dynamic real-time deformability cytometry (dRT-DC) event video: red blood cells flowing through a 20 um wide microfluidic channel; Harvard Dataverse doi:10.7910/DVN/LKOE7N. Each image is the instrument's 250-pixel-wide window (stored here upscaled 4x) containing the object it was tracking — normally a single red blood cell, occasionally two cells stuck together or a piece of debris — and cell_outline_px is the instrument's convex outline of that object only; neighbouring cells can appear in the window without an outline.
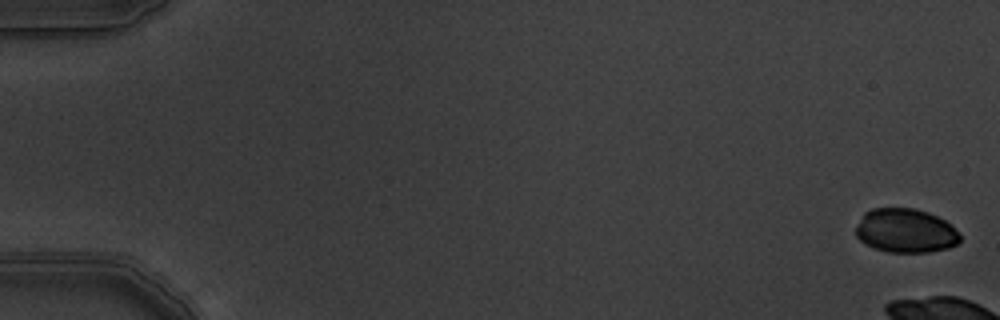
{"species": "common noctule bat (a hibernating species)", "species_latin": "Nyctalus noctula", "temperature_condition": "warm", "stored_images_in_passage": 7, "segment_of_instrument_passage": [2, 2], "camera_frame_rate_fps": 3000, "um_per_image_px": 0.085, "animal": {"sex": "male", "body_mass_g": 19.5, "forearm_length_mm": 54.6}, "frame": {"image": 1, "passage_image": 7, "time_ms": 2.0, "image_size_px": [1000, 320], "cell_outline_px": [[960, 240], [956, 244], [948, 248], [928, 252], [888, 252], [872, 248], [860, 240], [856, 236], [856, 228], [864, 212], [872, 208], [916, 208], [928, 212], [952, 224], [960, 236]], "centroid_in_image_um": [76.97, 19.61], "position_along_channel_um": 8.0, "area_um2": 26.82}}